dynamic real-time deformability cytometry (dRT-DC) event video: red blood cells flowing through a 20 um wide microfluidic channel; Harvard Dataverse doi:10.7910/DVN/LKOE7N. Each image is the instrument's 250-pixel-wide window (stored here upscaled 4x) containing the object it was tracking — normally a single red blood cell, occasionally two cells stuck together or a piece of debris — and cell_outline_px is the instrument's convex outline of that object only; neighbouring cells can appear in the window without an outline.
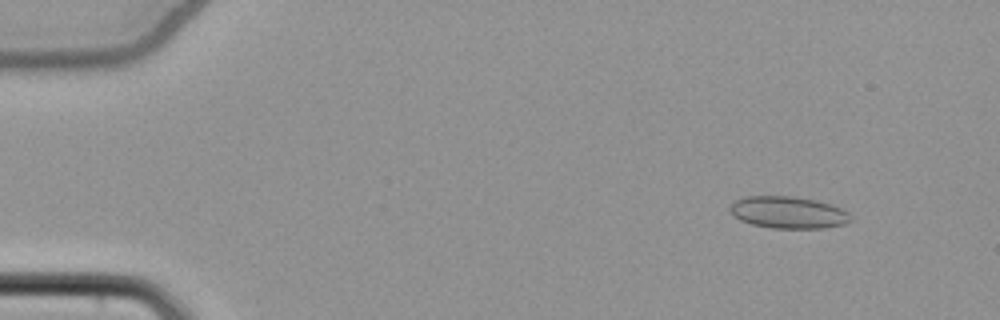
{"species": "common noctule bat (a hibernating species)", "species_latin": "Nyctalus noctula", "temperature_condition": "cold", "stored_images_in_passage": 55, "camera_frame_rate_fps": 3000, "um_per_image_px": 0.085, "animal": {"sex": "female", "body_mass_g": 22.7, "forearm_length_mm": 54.2}, "frame": {"image": 1, "passage_image": 7, "time_ms": 2.0, "image_size_px": [1000, 320], "cell_outline_px": [[844, 220], [840, 224], [816, 228], [776, 228], [752, 224], [736, 216], [732, 212], [732, 204], [740, 200], [752, 196], [784, 196], [812, 200], [836, 208], [844, 212]], "centroid_in_image_um": [66.87, 18.06], "position_along_channel_um": 18.1, "area_um2": 20.58}}
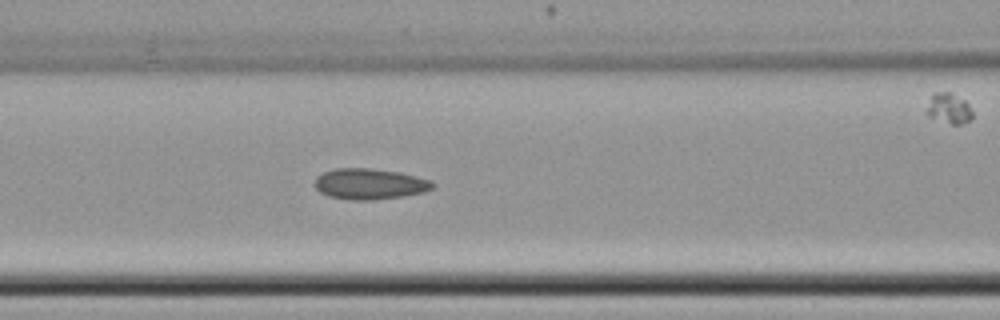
{"frame": {"image": 2, "passage_image": 25, "time_ms": 8.0, "image_size_px": [1000, 320], "cell_outline_px": [[432, 188], [420, 192], [400, 196], [332, 196], [320, 192], [316, 188], [316, 180], [324, 172], [336, 168], [364, 168], [396, 172], [428, 180], [432, 184]], "centroid_in_image_um": [31.39, 15.56], "position_along_channel_um": 135.2, "area_um2": 18.96}}
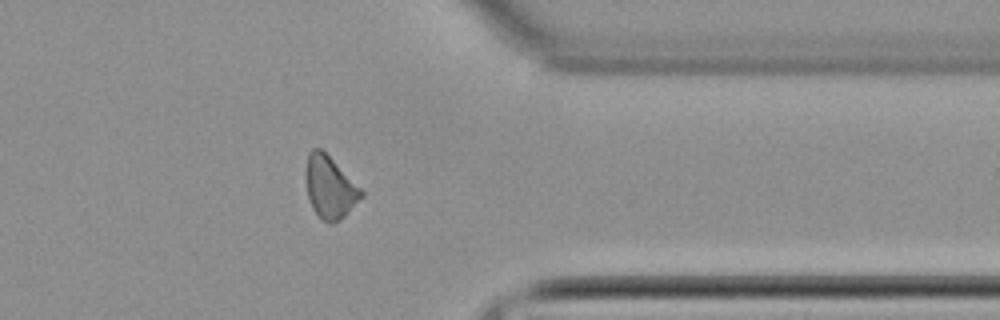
{"frame": {"image": 3, "passage_image": 45, "time_ms": 14.667, "image_size_px": [1000, 320], "cell_outline_px": [[364, 192], [344, 216], [336, 220], [324, 220], [316, 212], [308, 196], [308, 156], [312, 148], [320, 148]], "centroid_in_image_um": [28.05, 15.89], "position_along_channel_um": 383.4, "area_um2": 18.44}, "authors_computed_cell_mechanics": {"area_um2": 19.5364, "velocity_mm_per_s": 3.8639, "shape_relaxation_time_tau1_ms": 10.2067, "shape_relaxation_time_tau2_ms": 5.2906, "deformation_change_tau1": 0.1067, "deformation_change_tau2": 0.1046}}